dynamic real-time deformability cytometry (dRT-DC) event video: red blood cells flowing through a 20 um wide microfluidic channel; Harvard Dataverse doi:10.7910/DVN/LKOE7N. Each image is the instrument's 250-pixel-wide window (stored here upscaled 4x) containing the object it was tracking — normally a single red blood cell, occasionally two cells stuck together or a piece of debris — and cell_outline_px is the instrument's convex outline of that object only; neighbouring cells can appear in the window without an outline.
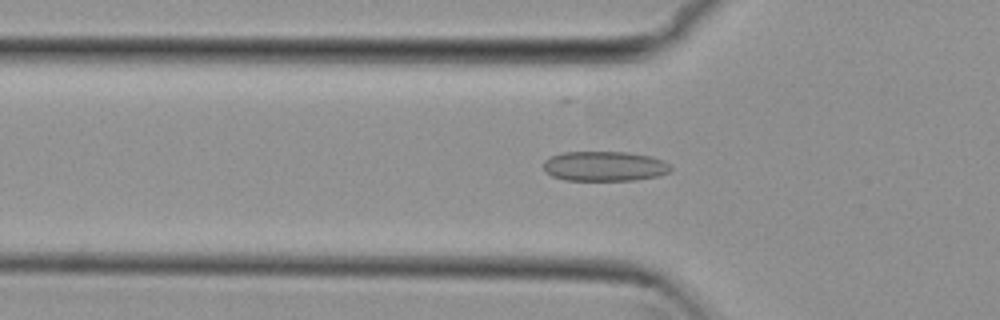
{"species": "common noctule bat (a hibernating species)", "species_latin": "Nyctalus noctula", "temperature_condition": "cold", "stored_images_in_passage": 54, "camera_frame_rate_fps": 3000, "um_per_image_px": 0.085, "animal": {"sex": "female", "body_mass_g": 29.2, "forearm_length_mm": 56.3}, "frame": {"image": 1, "passage_image": 18, "time_ms": 5.667, "image_size_px": [1000, 320], "cell_outline_px": [[672, 168], [668, 172], [660, 176], [636, 180], [564, 180], [552, 176], [544, 172], [544, 160], [552, 156], [564, 152], [628, 152], [652, 156], [664, 160]], "centroid_in_image_um": [51.4, 14.13], "position_along_channel_um": 74.4, "area_um2": 22.31}}
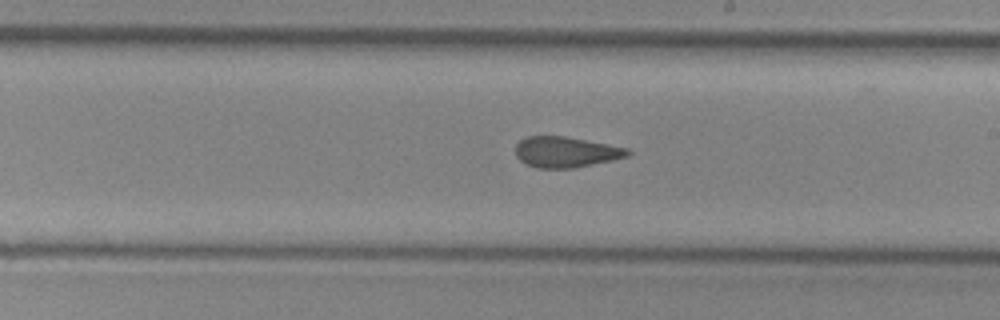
{"frame": {"image": 2, "passage_image": 31, "time_ms": 10.0, "image_size_px": [1000, 320], "cell_outline_px": [[632, 152], [628, 156], [612, 160], [576, 168], [536, 168], [520, 160], [516, 156], [516, 144], [520, 140], [528, 136], [564, 136], [628, 148]], "centroid_in_image_um": [48.1, 12.93], "position_along_channel_um": 240.9, "area_um2": 20.0}}
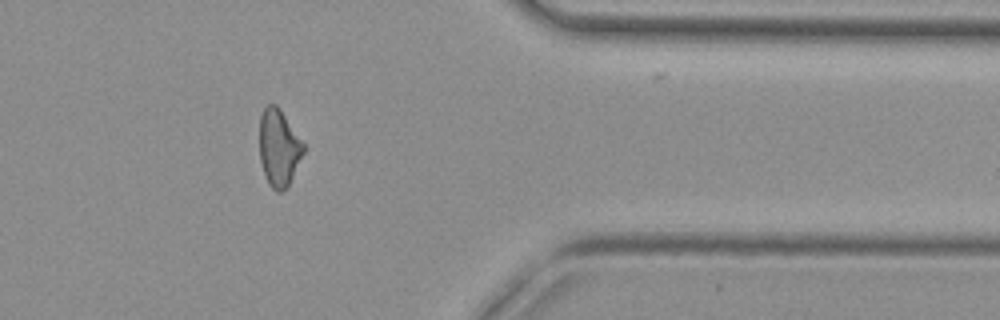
{"frame": {"image": 3, "passage_image": 44, "time_ms": 14.333, "image_size_px": [1000, 320], "cell_outline_px": [[304, 152], [288, 188], [280, 192], [276, 192], [268, 184], [260, 160], [260, 116], [264, 108], [268, 104], [276, 104], [280, 108], [304, 144]], "centroid_in_image_um": [23.7, 12.58], "position_along_channel_um": 387.7, "area_um2": 19.77}, "authors_computed_cell_mechanics": {"area_um2": 20.9236, "velocity_mm_per_s": 3.8291, "shape_relaxation_time_tau1_ms": null, "shape_relaxation_time_tau2_ms": 1.5789, "deformation_change_tau1": null, "deformation_change_tau2": 0.0994}}